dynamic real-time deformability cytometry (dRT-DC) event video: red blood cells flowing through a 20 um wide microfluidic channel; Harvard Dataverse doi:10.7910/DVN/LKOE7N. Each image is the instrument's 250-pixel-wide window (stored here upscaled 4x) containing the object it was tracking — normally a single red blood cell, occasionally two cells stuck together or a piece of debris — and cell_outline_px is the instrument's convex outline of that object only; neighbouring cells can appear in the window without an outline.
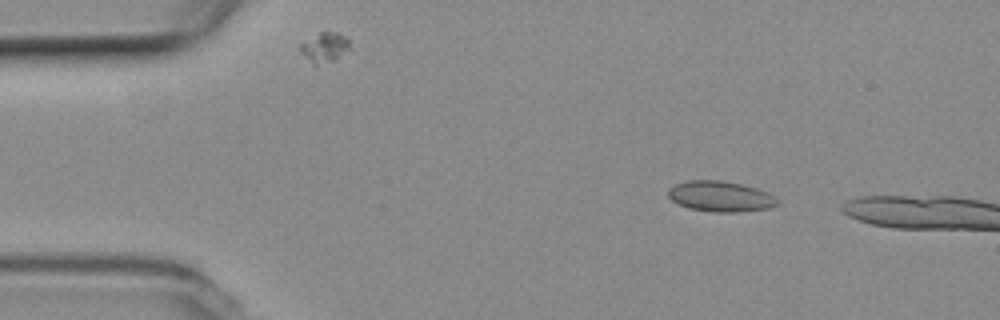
{"species": "common noctule bat (a hibernating species)", "species_latin": "Nyctalus noctula", "temperature_condition": "room temperature", "stored_images_in_passage": 8, "camera_frame_rate_fps": 3000, "um_per_image_px": 0.085, "animal": {"sex": "female", "body_mass_g": 19.3, "forearm_length_mm": 54.1}, "frame": {"image": 1, "passage_image": 1, "time_ms": 0.0, "image_size_px": [1000, 320], "cell_outline_px": [[780, 204], [768, 208], [736, 212], [712, 212], [688, 208], [676, 204], [668, 196], [668, 188], [676, 184], [688, 180], [720, 180], [744, 184], [768, 192], [776, 196], [780, 200]], "centroid_in_image_um": [61.26, 16.69], "position_along_channel_um": 23.7, "area_um2": 19.77}}